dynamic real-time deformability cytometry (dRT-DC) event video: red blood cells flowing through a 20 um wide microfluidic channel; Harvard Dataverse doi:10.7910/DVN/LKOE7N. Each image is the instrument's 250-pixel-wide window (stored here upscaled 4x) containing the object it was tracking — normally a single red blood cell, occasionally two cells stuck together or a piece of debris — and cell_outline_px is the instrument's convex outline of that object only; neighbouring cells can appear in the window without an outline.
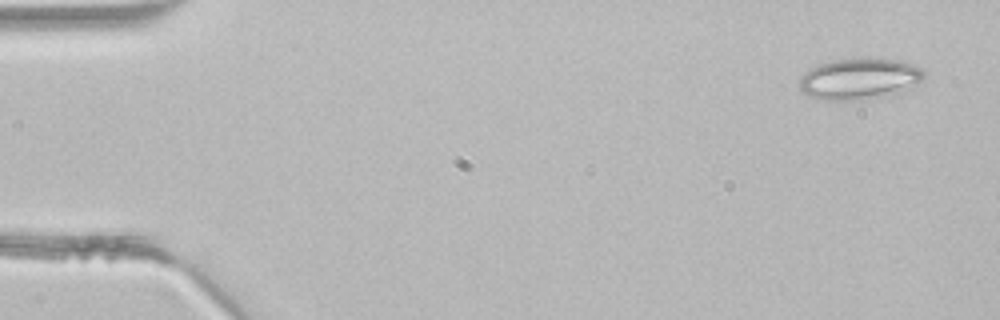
{"species": "common noctule bat (a hibernating species)", "species_latin": "Nyctalus noctula", "temperature_condition": "room temperature", "stored_images_in_passage": 3, "camera_frame_rate_fps": 3000, "um_per_image_px": 0.085, "animal": {"sex": "male", "body_mass_g": 21.5, "forearm_length_mm": 52.0}, "frame": {"image": 1, "passage_image": 1, "time_ms": 0.0, "image_size_px": [1000, 320], "cell_outline_px": [[924, 76], [916, 88], [884, 96], [860, 100], [820, 100], [808, 96], [800, 92], [800, 76], [808, 68], [832, 60], [860, 56], [868, 56], [896, 60], [920, 68], [924, 72]], "centroid_in_image_um": [73.02, 6.69], "position_along_channel_um": 12.0, "area_um2": 30.75}}